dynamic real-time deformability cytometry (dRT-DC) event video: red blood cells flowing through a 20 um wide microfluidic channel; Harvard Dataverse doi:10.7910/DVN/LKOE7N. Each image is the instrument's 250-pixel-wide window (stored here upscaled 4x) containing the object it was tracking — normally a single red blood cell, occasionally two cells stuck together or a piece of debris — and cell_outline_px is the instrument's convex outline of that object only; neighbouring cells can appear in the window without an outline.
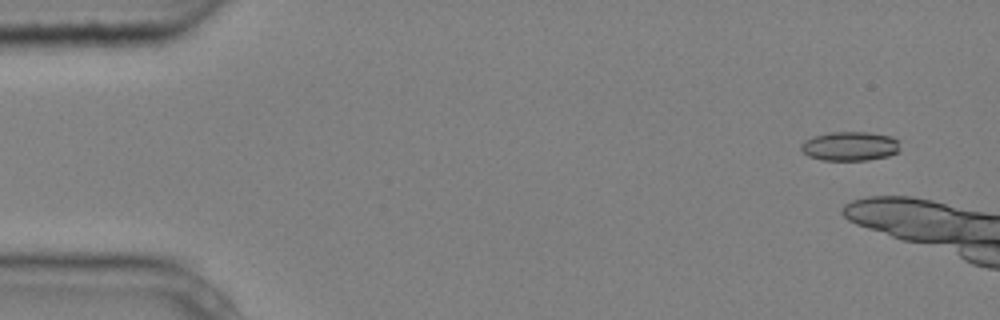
{"species": "common noctule bat (a hibernating species)", "species_latin": "Nyctalus noctula", "temperature_condition": "cold", "stored_images_in_passage": 3, "camera_frame_rate_fps": 3000, "um_per_image_px": 0.085, "animal": {"sex": "male", "body_mass_g": 20.4}, "frame": {"image": 1, "passage_image": 2, "time_ms": 0.333, "image_size_px": [1000, 320], "cell_outline_px": [[900, 152], [888, 156], [868, 160], [820, 160], [808, 156], [800, 148], [800, 144], [804, 140], [812, 136], [828, 132], [868, 132], [892, 136], [900, 140]], "centroid_in_image_um": [72.27, 12.42], "position_along_channel_um": 12.7, "area_um2": 17.22}}